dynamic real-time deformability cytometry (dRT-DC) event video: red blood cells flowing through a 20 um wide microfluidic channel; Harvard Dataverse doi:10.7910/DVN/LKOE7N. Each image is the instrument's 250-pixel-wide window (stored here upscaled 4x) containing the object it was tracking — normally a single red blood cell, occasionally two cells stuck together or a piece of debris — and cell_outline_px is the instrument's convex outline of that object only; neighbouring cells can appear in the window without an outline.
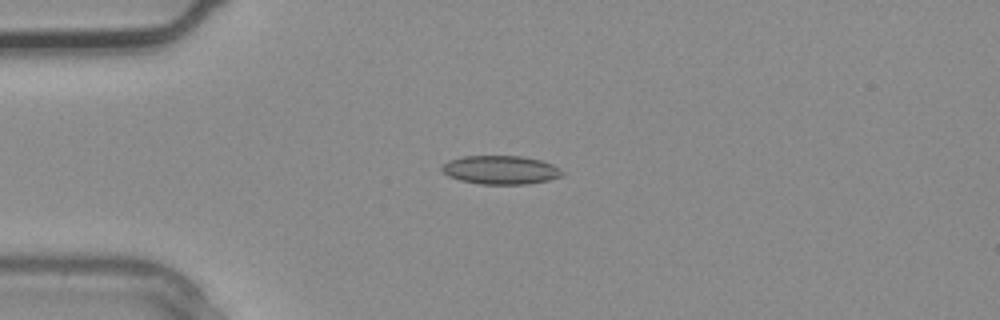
{"species": "common noctule bat (a hibernating species)", "species_latin": "Nyctalus noctula", "temperature_condition": "warm", "stored_images_in_passage": 2, "camera_frame_rate_fps": 3000, "um_per_image_px": 0.085, "animal": {"sex": "male", "body_mass_g": 20.4}, "frame": {"image": 1, "passage_image": 2, "time_ms": 0.333, "image_size_px": [1000, 320], "cell_outline_px": [[564, 172], [560, 176], [548, 180], [528, 184], [480, 184], [460, 180], [448, 176], [440, 168], [448, 160], [460, 156], [520, 156], [540, 160], [552, 164], [560, 168]], "centroid_in_image_um": [42.53, 14.44], "position_along_channel_um": 42.5, "area_um2": 20.06}}